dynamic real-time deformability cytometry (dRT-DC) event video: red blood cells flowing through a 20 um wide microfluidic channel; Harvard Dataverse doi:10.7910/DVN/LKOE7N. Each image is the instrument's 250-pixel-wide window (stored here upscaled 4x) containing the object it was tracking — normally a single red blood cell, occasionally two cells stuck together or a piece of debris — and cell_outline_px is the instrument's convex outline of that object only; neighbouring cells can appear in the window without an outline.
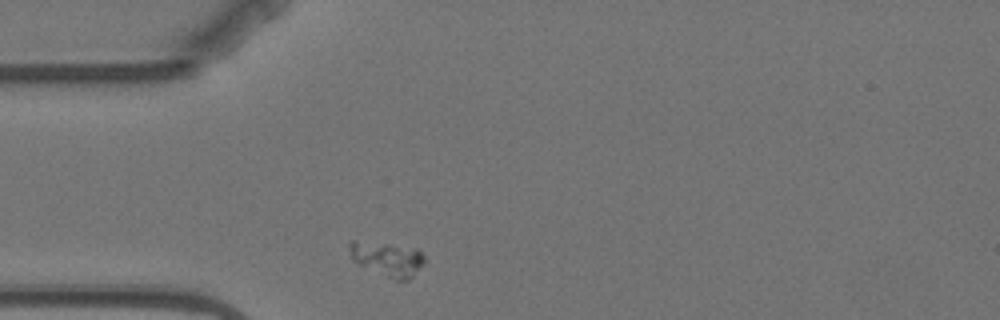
{"species": "Egyptian fruit bat (a non-hibernating species)", "species_latin": "Rousettus aegyptiacus", "temperature_condition": "warm", "stored_images_in_passage": 3, "camera_frame_rate_fps": 3000, "um_per_image_px": 0.085, "animal": {"sex": "female"}, "frame": {"image": 1, "passage_image": 1, "time_ms": 0.0, "image_size_px": [1000, 320], "cell_outline_px": [[424, 260], [412, 276], [408, 280], [396, 280], [360, 264], [352, 260], [348, 248], [348, 244], [352, 240], [388, 244], [416, 248], [424, 256]], "centroid_in_image_um": [32.89, 21.98], "position_along_channel_um": 52.1, "area_um2": 14.51}}
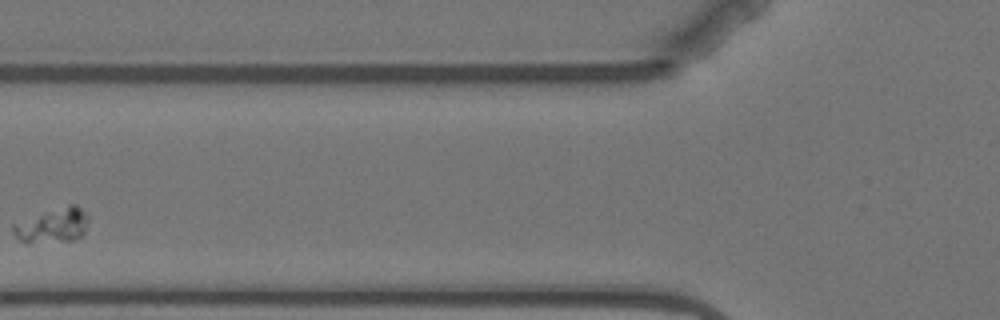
{"frame": {"image": 2, "passage_image": 3, "time_ms": 2.333, "image_size_px": [1000, 320], "cell_outline_px": [[88, 220], [84, 232], [80, 236], [72, 240], [20, 240], [12, 232], [12, 224], [68, 204], [76, 204], [88, 216]], "centroid_in_image_um": [4.52, 19.11], "position_along_channel_um": 121.3, "area_um2": 14.28}}